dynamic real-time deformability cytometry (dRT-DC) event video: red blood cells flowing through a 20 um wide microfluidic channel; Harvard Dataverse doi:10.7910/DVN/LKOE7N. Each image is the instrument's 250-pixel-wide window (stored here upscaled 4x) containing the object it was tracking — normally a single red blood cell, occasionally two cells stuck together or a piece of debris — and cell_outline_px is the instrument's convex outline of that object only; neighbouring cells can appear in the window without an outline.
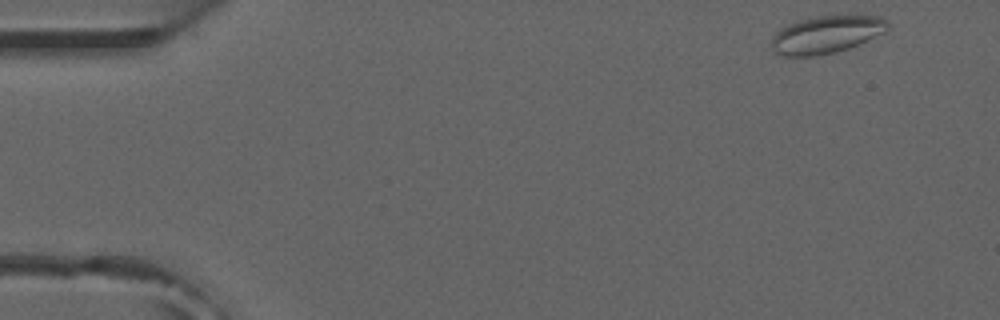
{"species": "common noctule bat (a hibernating species)", "species_latin": "Nyctalus noctula", "temperature_condition": "room temperature", "stored_images_in_passage": 49, "camera_frame_rate_fps": 3000, "um_per_image_px": 0.085, "animal": {"sex": "male", "forearm_length_mm": 52.5}, "frame": {"image": 1, "passage_image": 1, "time_ms": 0.0, "image_size_px": [1000, 320], "cell_outline_px": [[888, 28], [884, 32], [868, 40], [848, 48], [836, 52], [816, 56], [784, 56], [772, 52], [772, 36], [776, 32], [788, 24], [800, 20], [816, 16], [880, 16], [888, 24]], "centroid_in_image_um": [70.19, 2.95], "position_along_channel_um": 14.8, "area_um2": 25.2}, "authors_computed_cell_mechanics": {"area_um2": 18.0336, "velocity_mm_per_s": 3.907, "shape_relaxation_time_tau1_ms": null, "shape_relaxation_time_tau2_ms": 2.5226, "deformation_change_tau1": null, "deformation_change_tau2": 0.0547}}